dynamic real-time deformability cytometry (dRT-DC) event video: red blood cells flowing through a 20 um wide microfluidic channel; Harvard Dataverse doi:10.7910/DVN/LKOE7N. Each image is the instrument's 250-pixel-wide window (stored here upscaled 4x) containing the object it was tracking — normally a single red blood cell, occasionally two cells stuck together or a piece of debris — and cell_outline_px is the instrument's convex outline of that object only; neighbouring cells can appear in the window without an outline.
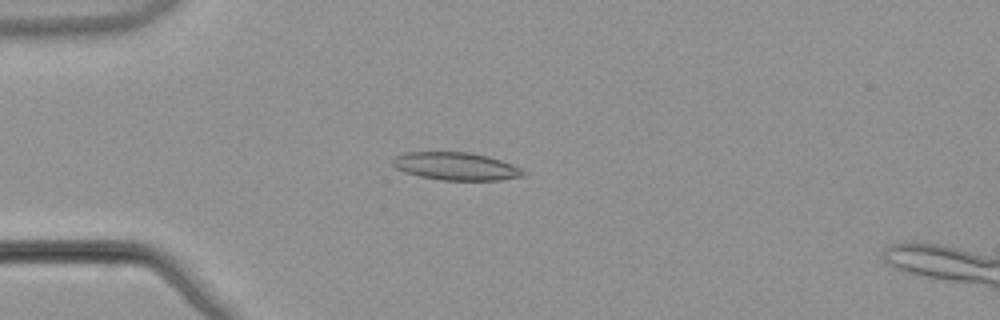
{"species": "common noctule bat (a hibernating species)", "species_latin": "Nyctalus noctula", "temperature_condition": "warm", "stored_images_in_passage": 52, "camera_frame_rate_fps": 3000, "um_per_image_px": 0.085, "animal": {"sex": "male", "body_mass_g": 21.5, "forearm_length_mm": 52.0}, "frame": {"image": 1, "passage_image": 13, "time_ms": 4.0, "image_size_px": [1000, 320], "cell_outline_px": [[528, 172], [524, 176], [500, 180], [440, 180], [420, 176], [404, 172], [396, 168], [392, 164], [392, 160], [396, 156], [404, 152], [472, 152], [488, 156], [512, 164]], "centroid_in_image_um": [38.77, 14.13], "position_along_channel_um": 46.2, "area_um2": 21.27}}
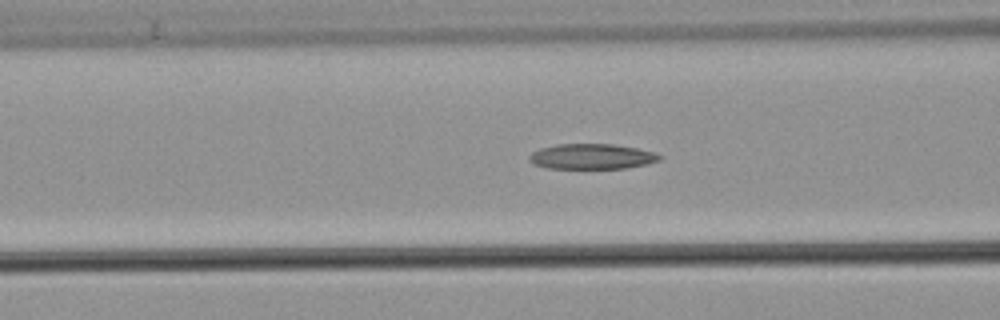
{"frame": {"image": 2, "passage_image": 20, "time_ms": 6.333, "image_size_px": [1000, 320], "cell_outline_px": [[664, 156], [660, 160], [648, 164], [624, 168], [544, 168], [532, 164], [528, 160], [528, 156], [532, 152], [540, 148], [556, 144], [612, 144], [636, 148], [656, 152]], "centroid_in_image_um": [50.29, 13.3], "position_along_channel_um": 116.3, "area_um2": 19.42}}
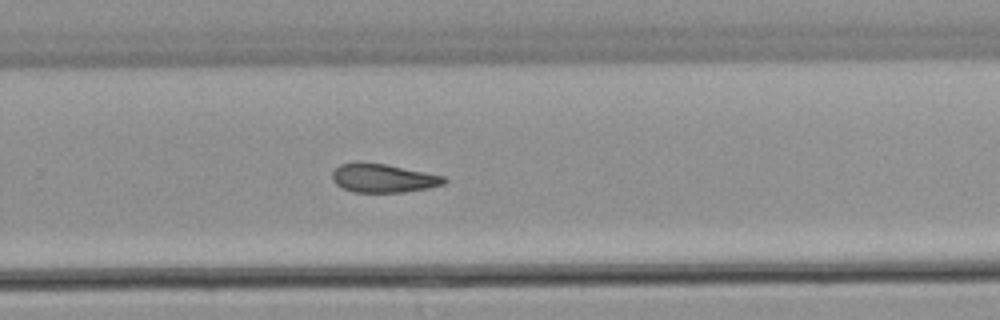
{"frame": {"image": 3, "passage_image": 34, "time_ms": 11.0, "image_size_px": [1000, 320], "cell_outline_px": [[448, 180], [444, 184], [428, 188], [404, 192], [352, 192], [336, 184], [332, 180], [332, 172], [340, 164], [356, 160], [388, 164], [444, 176]], "centroid_in_image_um": [32.54, 15.12], "position_along_channel_um": 297.3, "area_um2": 19.02}}